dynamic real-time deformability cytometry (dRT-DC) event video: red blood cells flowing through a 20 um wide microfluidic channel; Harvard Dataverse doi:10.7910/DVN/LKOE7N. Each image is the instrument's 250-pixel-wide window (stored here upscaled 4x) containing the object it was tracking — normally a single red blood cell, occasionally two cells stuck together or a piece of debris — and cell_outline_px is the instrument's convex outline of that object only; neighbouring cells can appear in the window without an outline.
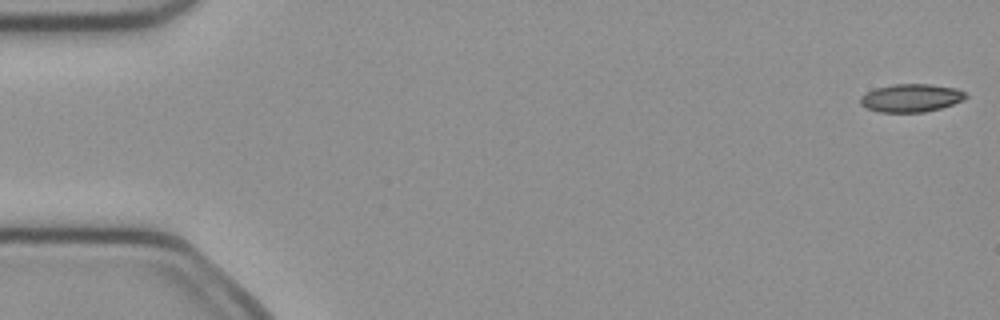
{"species": "common noctule bat (a hibernating species)", "species_latin": "Nyctalus noctula", "temperature_condition": "cold", "stored_images_in_passage": 47, "camera_frame_rate_fps": 3000, "um_per_image_px": 0.085, "animal": {"sex": "female", "body_mass_g": 21.9}, "frame": {"image": 1, "passage_image": 1, "time_ms": 0.0, "image_size_px": [1000, 320], "cell_outline_px": [[968, 96], [964, 100], [940, 108], [924, 112], [880, 112], [868, 108], [860, 104], [860, 96], [876, 88], [892, 84], [928, 84], [956, 88], [964, 92]], "centroid_in_image_um": [77.44, 8.32], "position_along_channel_um": 7.6, "area_um2": 17.11}}
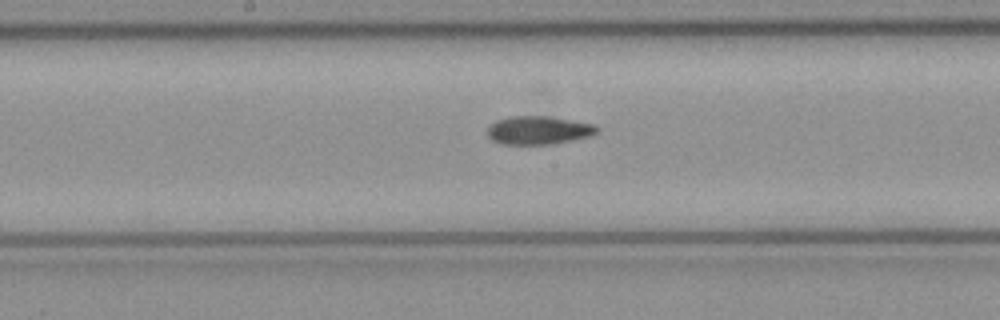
{"frame": {"image": 2, "passage_image": 26, "time_ms": 8.333, "image_size_px": [1000, 320], "cell_outline_px": [[600, 132], [592, 136], [548, 144], [504, 144], [492, 140], [488, 136], [488, 128], [496, 120], [508, 116], [548, 116], [592, 124], [600, 128]], "centroid_in_image_um": [45.79, 11.06], "position_along_channel_um": 202.4, "area_um2": 17.98}}
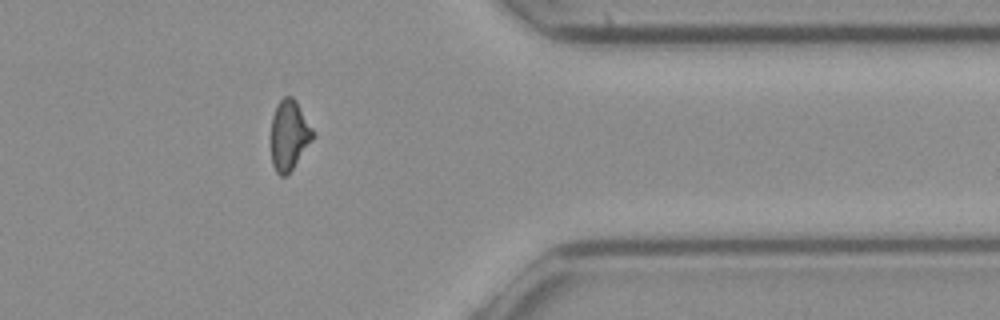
{"frame": {"image": 3, "passage_image": 41, "time_ms": 13.333, "image_size_px": [1000, 320], "cell_outline_px": [[316, 136], [292, 168], [284, 176], [280, 176], [276, 172], [272, 164], [268, 140], [272, 116], [276, 104], [284, 96], [292, 96], [296, 100], [312, 128]], "centroid_in_image_um": [24.52, 11.47], "position_along_channel_um": 386.9, "area_um2": 17.63}}